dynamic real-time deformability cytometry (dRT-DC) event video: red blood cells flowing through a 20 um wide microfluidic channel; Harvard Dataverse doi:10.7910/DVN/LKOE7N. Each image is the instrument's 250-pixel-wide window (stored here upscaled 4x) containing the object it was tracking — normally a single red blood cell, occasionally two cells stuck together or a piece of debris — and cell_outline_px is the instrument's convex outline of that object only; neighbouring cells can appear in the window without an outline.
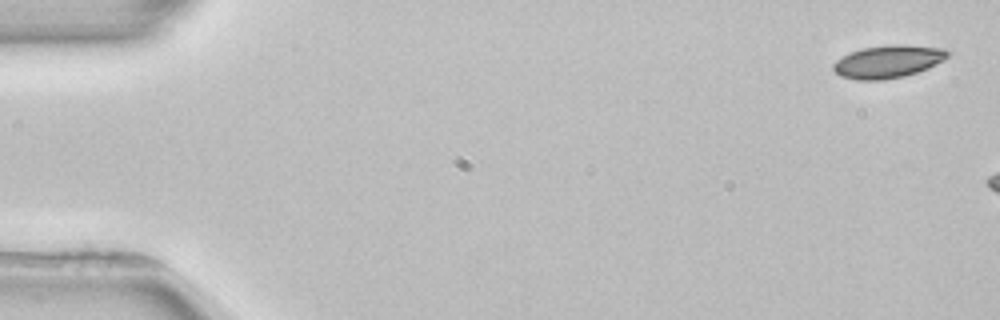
{"species": "common noctule bat (a hibernating species)", "species_latin": "Nyctalus noctula", "temperature_condition": "room temperature", "stored_images_in_passage": 3, "camera_frame_rate_fps": 3000, "um_per_image_px": 0.085, "animal": {"sex": "female", "body_mass_g": 22.7, "forearm_length_mm": 54.2}, "frame": {"image": 1, "passage_image": 1, "time_ms": 0.0, "image_size_px": [1000, 320], "cell_outline_px": [[952, 52], [944, 60], [928, 68], [904, 76], [884, 80], [856, 80], [840, 76], [832, 68], [832, 64], [836, 60], [852, 52], [864, 48], [892, 44], [904, 44], [944, 48]], "centroid_in_image_um": [75.51, 5.23], "position_along_channel_um": 9.5, "area_um2": 21.85}}